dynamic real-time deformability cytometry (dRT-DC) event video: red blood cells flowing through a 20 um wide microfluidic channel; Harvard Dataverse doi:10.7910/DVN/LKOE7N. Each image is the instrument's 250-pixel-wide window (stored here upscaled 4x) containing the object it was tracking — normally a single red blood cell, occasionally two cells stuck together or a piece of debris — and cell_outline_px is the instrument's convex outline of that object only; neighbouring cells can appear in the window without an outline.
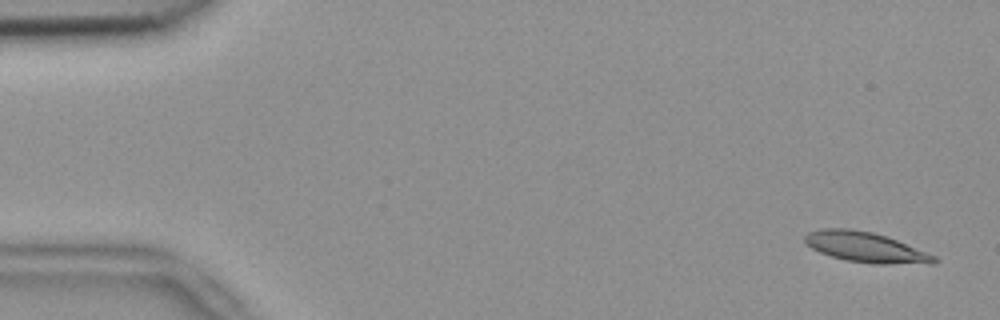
{"species": "common noctule bat (a hibernating species)", "species_latin": "Nyctalus noctula", "temperature_condition": "room temperature", "stored_images_in_passage": 53, "camera_frame_rate_fps": 3000, "um_per_image_px": 0.085, "animal": {"sex": "female", "body_mass_g": 18.4}, "frame": {"image": 1, "passage_image": 2, "time_ms": 0.333, "image_size_px": [1000, 320], "cell_outline_px": [[940, 260], [936, 264], [872, 264], [844, 260], [820, 252], [812, 248], [804, 240], [804, 236], [808, 232], [820, 228], [848, 228], [872, 232], [896, 240], [936, 256]], "centroid_in_image_um": [73.6, 21.03], "position_along_channel_um": 11.4, "area_um2": 22.83}}
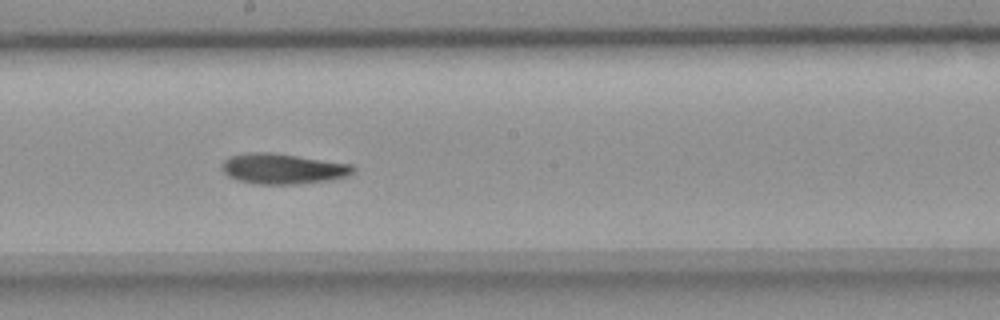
{"frame": {"image": 2, "passage_image": 29, "time_ms": 9.333, "image_size_px": [1000, 320], "cell_outline_px": [[356, 172], [348, 176], [332, 180], [300, 184], [256, 184], [236, 180], [228, 176], [224, 172], [220, 164], [228, 156], [248, 152], [272, 152], [352, 164], [356, 168]], "centroid_in_image_um": [24.05, 14.34], "position_along_channel_um": 224.1, "area_um2": 23.7}}
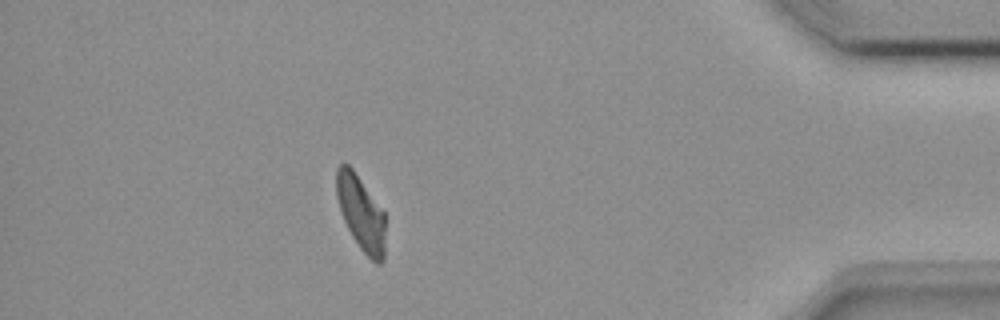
{"frame": {"image": 3, "passage_image": 47, "time_ms": 15.333, "image_size_px": [1000, 320], "cell_outline_px": [[384, 260], [380, 264], [376, 264], [360, 248], [352, 236], [340, 212], [336, 196], [336, 168], [344, 160], [352, 168], [384, 212]], "centroid_in_image_um": [30.65, 18.08], "position_along_channel_um": 404.5, "area_um2": 21.21}, "authors_computed_cell_mechanics": {"area_um2": 22.7154, "velocity_mm_per_s": 3.7733, "shape_relaxation_time_tau1_ms": 4.6234, "shape_relaxation_time_tau2_ms": 9.022, "deformation_change_tau1": 0.1633, "deformation_change_tau2": 0.1897}}